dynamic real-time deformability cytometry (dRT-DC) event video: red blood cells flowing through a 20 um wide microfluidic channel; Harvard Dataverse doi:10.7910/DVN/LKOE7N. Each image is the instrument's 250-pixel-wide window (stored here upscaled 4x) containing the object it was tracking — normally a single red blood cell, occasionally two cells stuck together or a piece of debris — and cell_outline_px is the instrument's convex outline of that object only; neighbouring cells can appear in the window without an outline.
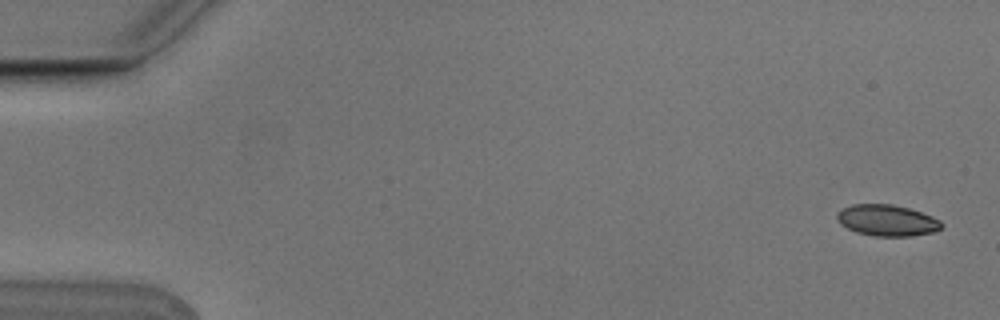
{"species": "Egyptian fruit bat (a non-hibernating species)", "species_latin": "Rousettus aegyptiacus", "temperature_condition": "cold", "stored_images_in_passage": 5, "camera_frame_rate_fps": 3000, "um_per_image_px": 0.085, "animal": {"sex": "male"}, "frame": {"image": 1, "passage_image": 1, "time_ms": 0.0, "image_size_px": [1000, 320], "cell_outline_px": [[944, 224], [940, 228], [932, 232], [912, 236], [872, 236], [856, 232], [840, 224], [836, 220], [836, 212], [852, 204], [892, 204], [908, 208], [932, 216], [940, 220]], "centroid_in_image_um": [75.37, 18.73], "position_along_channel_um": 9.6, "area_um2": 19.07}}